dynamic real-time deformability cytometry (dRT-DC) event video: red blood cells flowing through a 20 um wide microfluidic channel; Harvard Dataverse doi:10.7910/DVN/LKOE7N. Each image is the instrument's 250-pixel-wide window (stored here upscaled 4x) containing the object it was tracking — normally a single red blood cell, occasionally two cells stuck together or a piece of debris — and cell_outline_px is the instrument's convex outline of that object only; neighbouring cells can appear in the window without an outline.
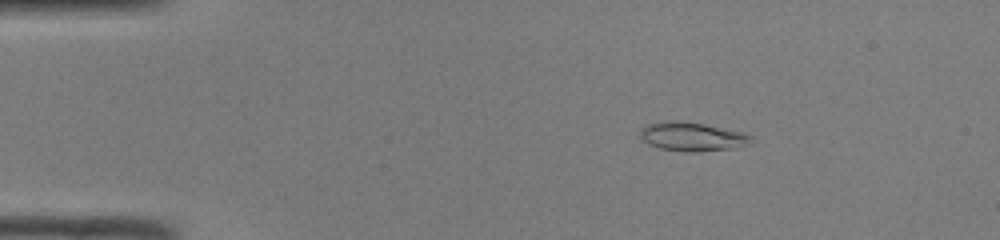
{"species": "common noctule bat (a hibernating species)", "species_latin": "Nyctalus noctula", "temperature_condition": "room temperature", "stored_images_in_passage": 50, "camera_frame_rate_fps": 3000, "um_per_image_px": 0.085, "animal": {"sex": "male", "body_mass_g": 19.0, "forearm_length_mm": 50.8}, "frame": {"image": 1, "passage_image": 9, "time_ms": 2.667, "image_size_px": [1000, 240], "cell_outline_px": [[752, 144], [732, 148], [692, 152], [684, 152], [660, 148], [648, 144], [640, 136], [640, 132], [648, 124], [664, 120], [676, 120], [704, 124], [740, 132], [752, 136]], "centroid_in_image_um": [58.83, 11.61], "position_along_channel_um": 26.2, "area_um2": 18.5}}
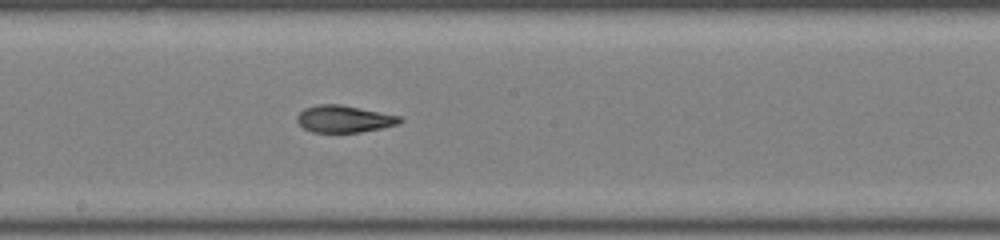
{"frame": {"image": 2, "passage_image": 28, "time_ms": 9.0, "image_size_px": [1000, 240], "cell_outline_px": [[404, 120], [400, 124], [360, 132], [312, 132], [304, 128], [296, 120], [296, 116], [304, 108], [316, 104], [340, 104], [400, 116]], "centroid_in_image_um": [29.24, 10.1], "position_along_channel_um": 219.0, "area_um2": 16.18}}
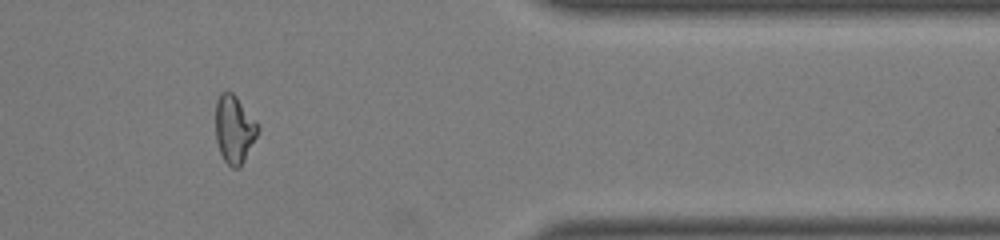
{"frame": {"image": 3, "passage_image": 42, "time_ms": 13.667, "image_size_px": [1000, 240], "cell_outline_px": [[260, 128], [240, 168], [232, 168], [224, 160], [220, 152], [216, 140], [216, 100], [220, 92], [232, 92], [236, 96], [256, 120]], "centroid_in_image_um": [19.91, 10.97], "position_along_channel_um": 391.5, "area_um2": 16.65}, "authors_computed_cell_mechanics": {"area_um2": 17.1955, "velocity_mm_per_s": 4.1404, "shape_relaxation_time_tau1_ms": null, "shape_relaxation_time_tau2_ms": 1.6881, "deformation_change_tau1": null, "deformation_change_tau2": 0.0763}}